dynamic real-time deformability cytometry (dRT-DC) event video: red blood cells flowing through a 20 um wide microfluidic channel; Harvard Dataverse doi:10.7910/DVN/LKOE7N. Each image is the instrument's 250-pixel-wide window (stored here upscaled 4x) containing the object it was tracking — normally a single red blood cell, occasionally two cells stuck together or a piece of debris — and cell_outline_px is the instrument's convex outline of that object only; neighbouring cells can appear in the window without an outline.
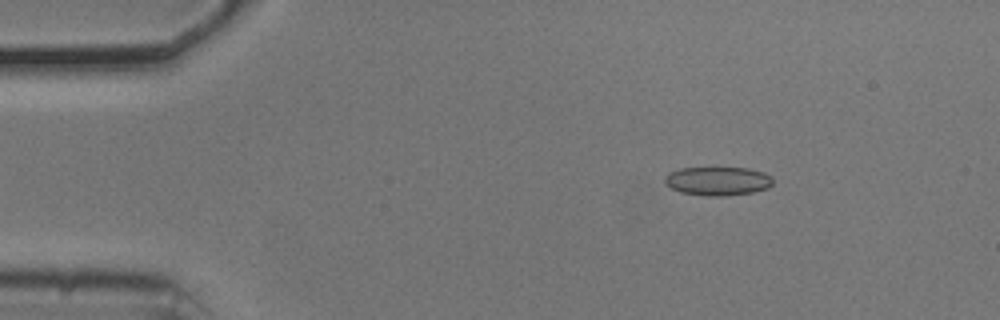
{"species": "common noctule bat (a hibernating species)", "species_latin": "Nyctalus noctula", "temperature_condition": "cold", "stored_images_in_passage": 47, "camera_frame_rate_fps": 3000, "um_per_image_px": 0.085, "animal": {"sex": "male", "body_mass_g": 20.5, "forearm_length_mm": 52.5}, "frame": {"image": 1, "passage_image": 1, "time_ms": 0.0, "image_size_px": [1000, 320], "cell_outline_px": [[772, 184], [768, 188], [752, 192], [724, 196], [704, 196], [680, 192], [664, 184], [664, 176], [668, 172], [680, 168], [748, 168], [764, 172], [772, 176]], "centroid_in_image_um": [60.98, 15.39], "position_along_channel_um": 24.0, "area_um2": 18.26}}
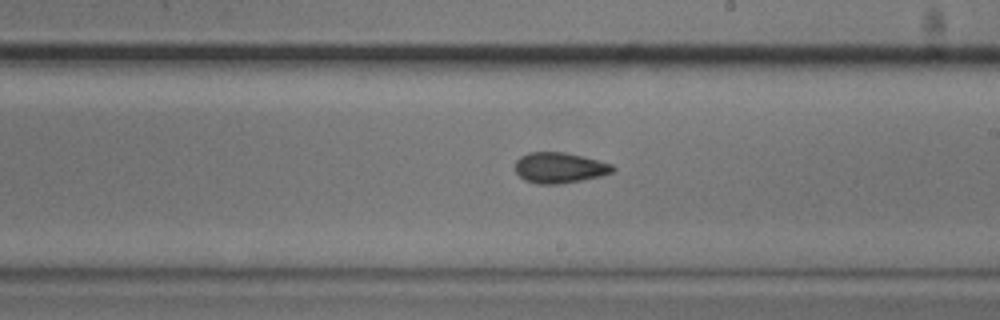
{"frame": {"image": 2, "passage_image": 24, "time_ms": 7.667, "image_size_px": [1000, 320], "cell_outline_px": [[616, 168], [612, 172], [604, 176], [560, 184], [536, 184], [524, 180], [516, 172], [516, 160], [520, 156], [528, 152], [564, 152], [612, 164]], "centroid_in_image_um": [47.56, 14.27], "position_along_channel_um": 241.4, "area_um2": 17.46}}
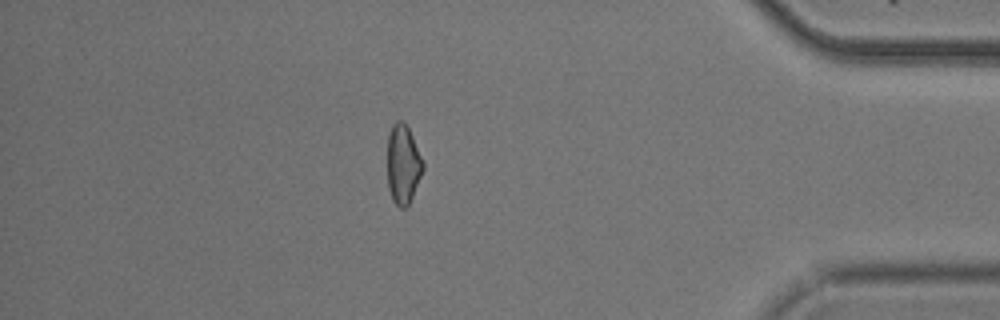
{"frame": {"image": 3, "passage_image": 40, "time_ms": 13.0, "image_size_px": [1000, 320], "cell_outline_px": [[424, 168], [408, 208], [400, 208], [392, 200], [388, 188], [388, 136], [392, 124], [396, 120], [404, 120], [424, 160]], "centroid_in_image_um": [34.27, 13.98], "position_along_channel_um": 400.9, "area_um2": 16.7}, "authors_computed_cell_mechanics": {"area_um2": 17.4556, "velocity_mm_per_s": 3.7187, "shape_relaxation_time_tau1_ms": 5.2965, "shape_relaxation_time_tau2_ms": 2.5239, "deformation_change_tau1": 0.0805, "deformation_change_tau2": 0.074}}